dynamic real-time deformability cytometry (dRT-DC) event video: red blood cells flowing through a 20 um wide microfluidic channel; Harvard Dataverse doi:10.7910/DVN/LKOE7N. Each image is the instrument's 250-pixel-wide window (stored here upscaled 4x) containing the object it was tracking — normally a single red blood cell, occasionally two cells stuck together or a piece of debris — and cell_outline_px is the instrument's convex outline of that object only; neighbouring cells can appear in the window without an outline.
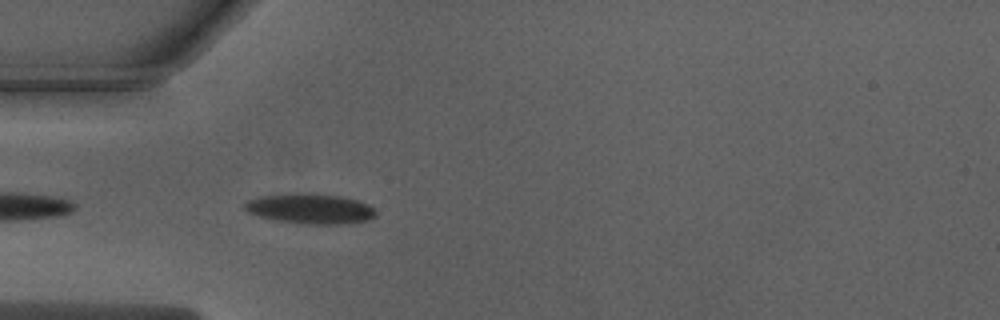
{"species": "Egyptian fruit bat (a non-hibernating species)", "species_latin": "Rousettus aegyptiacus", "temperature_condition": "warm", "stored_images_in_passage": 18, "camera_frame_rate_fps": 3000, "um_per_image_px": 0.085, "animal": {"sex": "male"}, "frame": {"image": 1, "passage_image": 2, "time_ms": 0.333, "image_size_px": [1000, 320], "cell_outline_px": [[376, 216], [368, 220], [344, 224], [308, 224], [280, 220], [260, 216], [248, 212], [244, 208], [244, 200], [260, 196], [288, 192], [312, 192], [340, 196], [356, 200], [368, 204], [376, 212]], "centroid_in_image_um": [26.35, 17.7], "position_along_channel_um": 58.7, "area_um2": 23.29}}
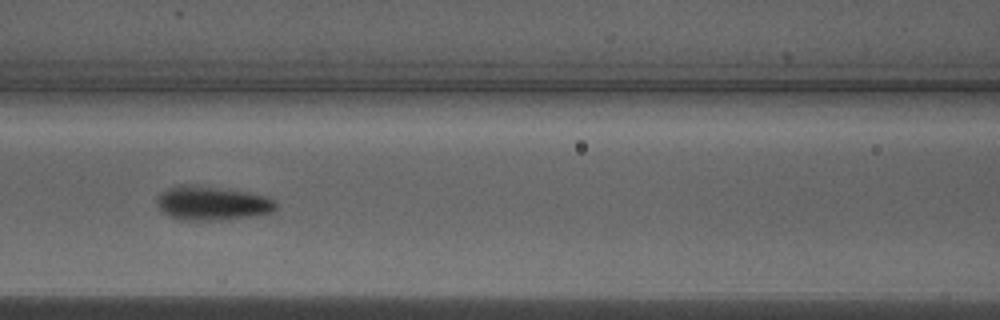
{"frame": {"image": 2, "passage_image": 9, "time_ms": 2.667, "image_size_px": [1000, 320], "cell_outline_px": [[276, 208], [272, 212], [256, 216], [220, 220], [180, 220], [168, 216], [160, 212], [156, 204], [156, 200], [160, 192], [168, 188], [216, 188], [244, 192], [268, 196], [276, 204]], "centroid_in_image_um": [18.03, 17.34], "position_along_channel_um": 148.6, "area_um2": 22.89}}
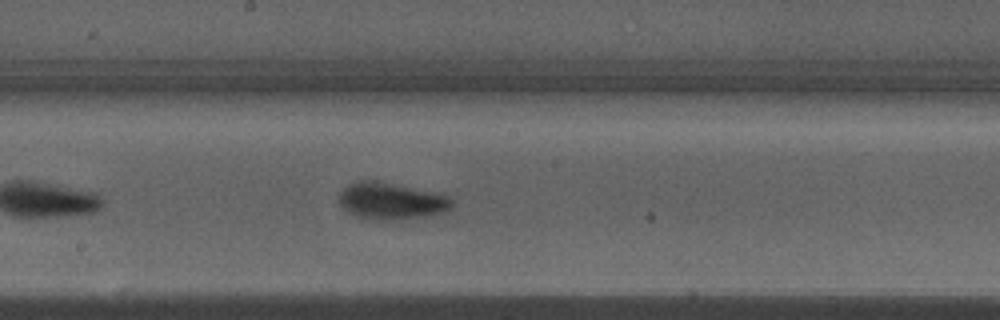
{"frame": {"image": 3, "passage_image": 14, "time_ms": 4.333, "image_size_px": [1000, 320], "cell_outline_px": [[452, 208], [444, 212], [428, 216], [388, 220], [376, 220], [360, 216], [348, 212], [340, 204], [340, 192], [348, 184], [360, 180], [368, 180], [436, 192], [448, 196], [452, 200]], "centroid_in_image_um": [33.28, 17.09], "position_along_channel_um": 214.9, "area_um2": 23.76}}